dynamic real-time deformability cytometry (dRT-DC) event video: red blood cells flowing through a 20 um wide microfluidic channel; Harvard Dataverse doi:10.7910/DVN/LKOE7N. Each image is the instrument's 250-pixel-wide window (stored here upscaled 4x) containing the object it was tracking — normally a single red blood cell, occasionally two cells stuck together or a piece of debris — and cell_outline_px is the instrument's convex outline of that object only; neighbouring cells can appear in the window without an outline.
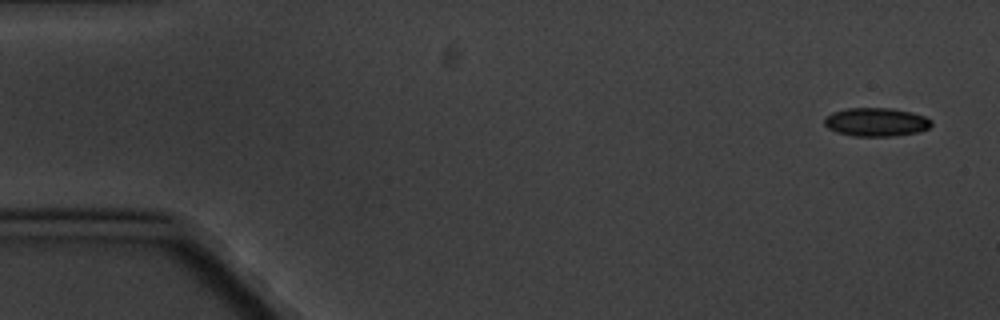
{"species": "common noctule bat (a hibernating species)", "species_latin": "Nyctalus noctula", "temperature_condition": "cold", "stored_images_in_passage": 4, "camera_frame_rate_fps": 3000, "um_per_image_px": 0.085, "animal": {"sex": "male", "body_mass_g": 20.1, "forearm_length_mm": 53.5}, "frame": {"image": 1, "passage_image": 1, "time_ms": 0.0, "image_size_px": [1000, 320], "cell_outline_px": [[932, 124], [928, 128], [916, 132], [892, 136], [852, 136], [836, 132], [828, 128], [824, 124], [824, 116], [832, 112], [848, 108], [892, 108], [912, 112], [924, 116], [932, 120]], "centroid_in_image_um": [74.44, 10.37], "position_along_channel_um": 10.6, "area_um2": 17.86}}
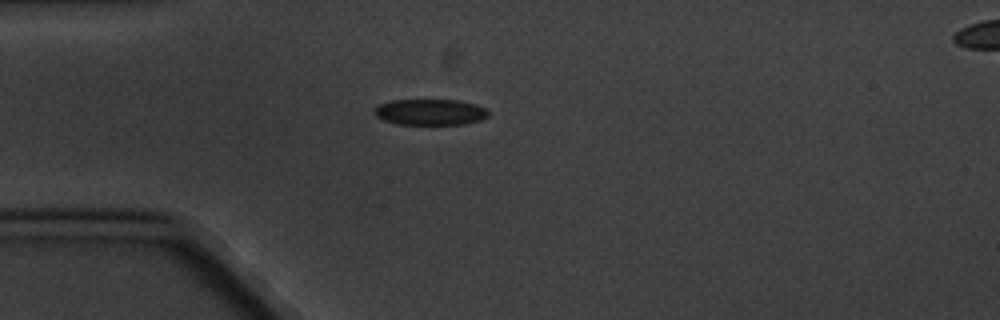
{"frame": {"image": 2, "passage_image": 4, "time_ms": 4.333, "image_size_px": [1000, 320], "cell_outline_px": [[488, 116], [480, 120], [464, 124], [396, 124], [384, 120], [376, 116], [372, 112], [372, 108], [380, 104], [392, 100], [456, 100], [476, 104], [484, 108], [488, 112]], "centroid_in_image_um": [36.52, 9.52], "position_along_channel_um": 48.5, "area_um2": 17.28}}